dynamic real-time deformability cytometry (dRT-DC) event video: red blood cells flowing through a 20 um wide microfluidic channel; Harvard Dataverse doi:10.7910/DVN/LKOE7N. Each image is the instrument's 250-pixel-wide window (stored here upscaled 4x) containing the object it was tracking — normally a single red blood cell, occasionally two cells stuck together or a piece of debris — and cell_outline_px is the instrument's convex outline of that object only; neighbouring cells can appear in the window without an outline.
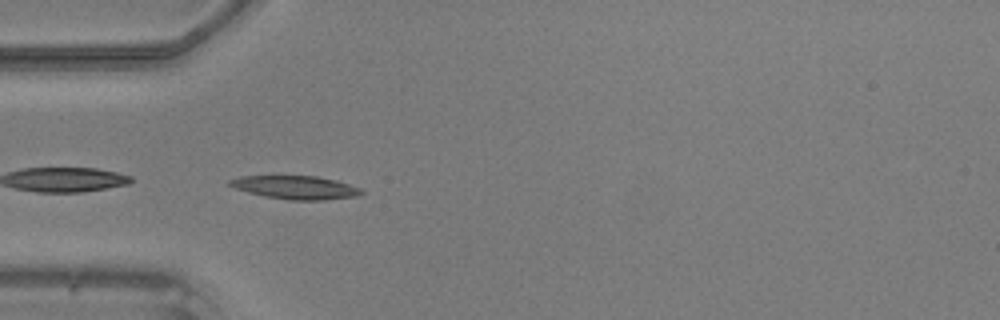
{"species": "common noctule bat (a hibernating species)", "species_latin": "Nyctalus noctula", "temperature_condition": "warm", "stored_images_in_passage": 37, "camera_frame_rate_fps": 3000, "um_per_image_px": 0.085, "animal": {"sex": "male", "body_mass_g": 20.5, "forearm_length_mm": 52.5}, "frame": {"image": 1, "passage_image": 6, "time_ms": 1.667, "image_size_px": [1000, 320], "cell_outline_px": [[364, 192], [356, 196], [324, 200], [288, 200], [264, 196], [248, 192], [236, 188], [228, 184], [228, 180], [240, 176], [316, 176], [336, 180], [360, 188]], "centroid_in_image_um": [25.11, 15.93], "position_along_channel_um": 59.9, "area_um2": 17.8}}
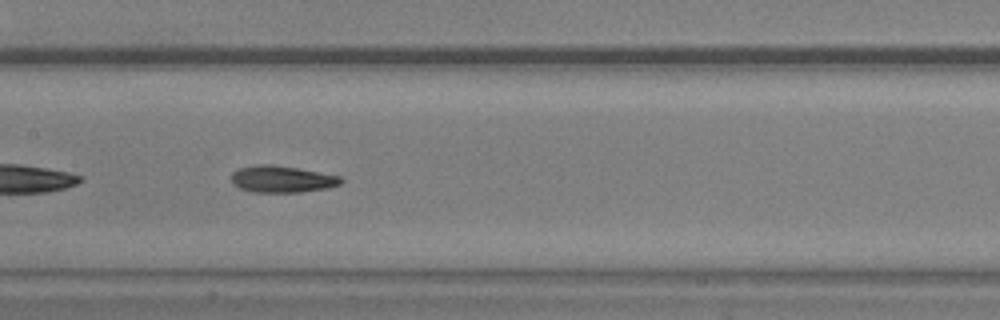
{"frame": {"image": 2, "passage_image": 15, "time_ms": 4.667, "image_size_px": [1000, 320], "cell_outline_px": [[344, 180], [340, 184], [328, 188], [300, 192], [252, 192], [240, 188], [232, 184], [232, 172], [240, 168], [256, 164], [272, 164], [296, 168], [340, 176]], "centroid_in_image_um": [23.95, 15.23], "position_along_channel_um": 183.4, "area_um2": 17.05}}
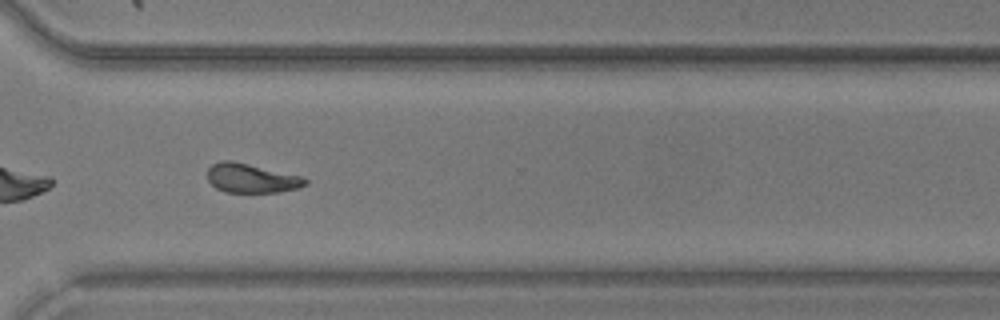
{"frame": {"image": 3, "passage_image": 27, "time_ms": 8.667, "image_size_px": [1000, 320], "cell_outline_px": [[308, 184], [296, 188], [276, 192], [224, 192], [216, 188], [208, 180], [208, 168], [212, 164], [220, 160], [232, 160], [300, 176], [308, 180]], "centroid_in_image_um": [21.33, 15.14], "position_along_channel_um": 349.3, "area_um2": 16.47}}